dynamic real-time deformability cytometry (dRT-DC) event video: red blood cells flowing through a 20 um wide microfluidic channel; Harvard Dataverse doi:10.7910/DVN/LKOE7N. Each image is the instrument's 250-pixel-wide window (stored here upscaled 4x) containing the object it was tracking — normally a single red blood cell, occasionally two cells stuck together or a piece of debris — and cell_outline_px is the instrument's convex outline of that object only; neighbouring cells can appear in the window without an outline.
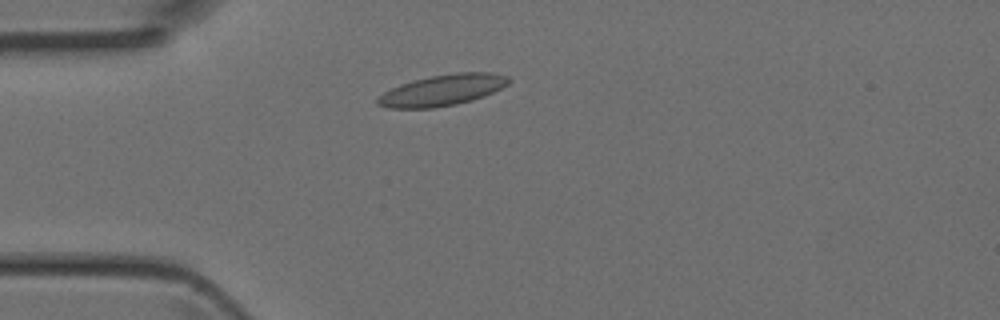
{"species": "Egyptian fruit bat (a non-hibernating species)", "species_latin": "Rousettus aegyptiacus", "temperature_condition": "room temperature", "stored_images_in_passage": 2, "camera_frame_rate_fps": 3000, "um_per_image_px": 0.085, "animal": {"sex": "female"}, "frame": {"image": 1, "passage_image": 2, "time_ms": 0.333, "image_size_px": [1000, 320], "cell_outline_px": [[512, 80], [508, 84], [484, 96], [472, 100], [456, 104], [436, 108], [388, 108], [376, 104], [376, 100], [384, 92], [400, 84], [432, 76], [456, 72], [492, 72], [508, 76]], "centroid_in_image_um": [37.63, 7.66], "position_along_channel_um": 47.4, "area_um2": 23.64}}